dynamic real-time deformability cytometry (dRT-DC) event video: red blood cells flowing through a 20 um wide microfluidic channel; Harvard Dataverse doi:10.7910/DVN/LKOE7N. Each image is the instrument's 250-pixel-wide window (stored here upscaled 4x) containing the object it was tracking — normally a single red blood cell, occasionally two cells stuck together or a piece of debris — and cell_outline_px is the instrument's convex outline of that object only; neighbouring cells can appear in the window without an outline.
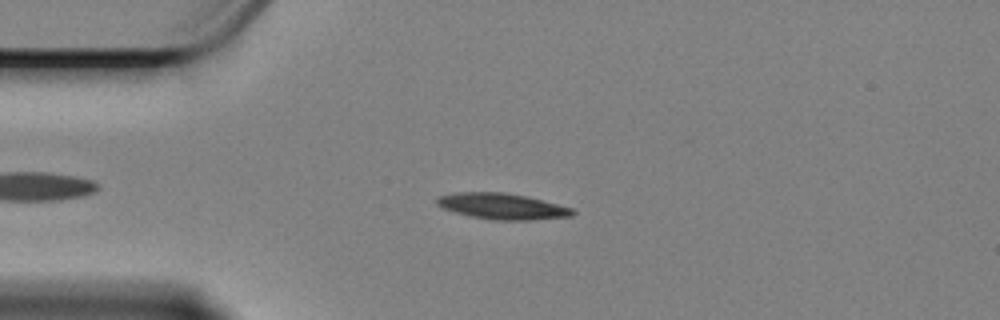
{"species": "Egyptian fruit bat (a non-hibernating species)", "species_latin": "Rousettus aegyptiacus", "temperature_condition": "cold", "stored_images_in_passage": 55, "camera_frame_rate_fps": 3000, "um_per_image_px": 0.085, "animal": {"sex": "female"}, "frame": {"image": 1, "passage_image": 10, "time_ms": 3.0, "image_size_px": [1000, 320], "cell_outline_px": [[576, 212], [572, 216], [532, 220], [492, 220], [468, 216], [444, 208], [436, 204], [436, 200], [440, 196], [456, 192], [504, 192], [528, 196], [576, 208]], "centroid_in_image_um": [42.76, 17.53], "position_along_channel_um": 42.2, "area_um2": 20.81}}
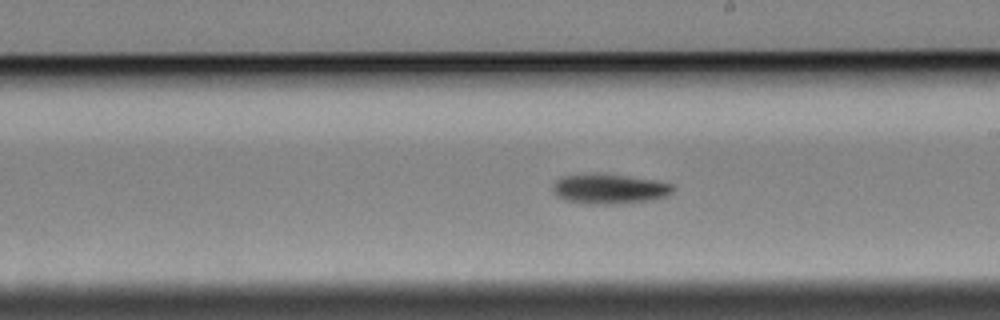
{"frame": {"image": 2, "passage_image": 29, "time_ms": 9.333, "image_size_px": [1000, 320], "cell_outline_px": [[676, 188], [668, 196], [652, 200], [612, 204], [588, 204], [564, 200], [556, 196], [552, 192], [552, 184], [560, 176], [588, 172], [596, 172], [628, 176], [656, 180], [672, 184]], "centroid_in_image_um": [51.75, 16.03], "position_along_channel_um": 237.2, "area_um2": 21.62}}
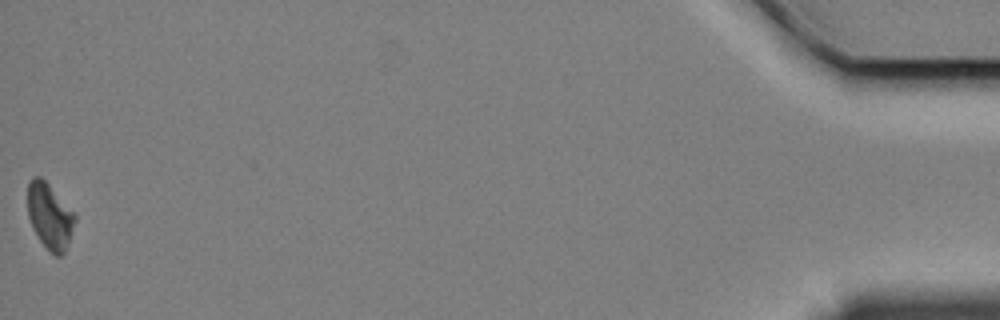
{"frame": {"image": 3, "passage_image": 55, "time_ms": 18.0, "image_size_px": [1000, 320], "cell_outline_px": [[76, 220], [68, 244], [64, 252], [60, 256], [56, 256], [40, 240], [32, 228], [28, 216], [28, 180], [32, 176], [40, 176], [48, 184], [76, 216]], "centroid_in_image_um": [4.21, 18.36], "position_along_channel_um": 431.0, "area_um2": 17.74}, "authors_computed_cell_mechanics": {"area_um2": 19.8254, "velocity_mm_per_s": 3.3659, "shape_relaxation_time_tau1_ms": 4.3706, "shape_relaxation_time_tau2_ms": null, "deformation_change_tau1": 0.1282, "deformation_change_tau2": null}}